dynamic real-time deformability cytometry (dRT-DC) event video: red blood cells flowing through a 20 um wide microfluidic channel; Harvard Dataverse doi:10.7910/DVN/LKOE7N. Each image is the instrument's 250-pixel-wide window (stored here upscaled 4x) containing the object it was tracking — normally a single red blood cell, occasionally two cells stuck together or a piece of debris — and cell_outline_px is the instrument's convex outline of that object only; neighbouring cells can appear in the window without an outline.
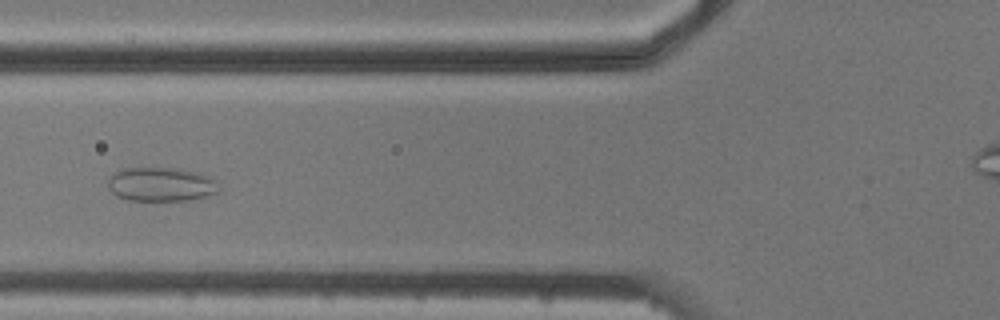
{"species": "common noctule bat (a hibernating species)", "species_latin": "Nyctalus noctula", "temperature_condition": "cold", "stored_images_in_passage": 6, "camera_frame_rate_fps": 3000, "um_per_image_px": 0.085, "animal": {"sex": "male", "body_mass_g": 20.5, "forearm_length_mm": 52.5}, "frame": {"image": 1, "passage_image": 6, "time_ms": 6.667, "image_size_px": [1000, 320], "cell_outline_px": [[220, 192], [188, 200], [128, 200], [116, 196], [108, 188], [108, 180], [116, 172], [124, 168], [176, 168], [208, 176], [216, 180]], "centroid_in_image_um": [13.68, 15.67], "position_along_channel_um": 112.1, "area_um2": 21.73}}